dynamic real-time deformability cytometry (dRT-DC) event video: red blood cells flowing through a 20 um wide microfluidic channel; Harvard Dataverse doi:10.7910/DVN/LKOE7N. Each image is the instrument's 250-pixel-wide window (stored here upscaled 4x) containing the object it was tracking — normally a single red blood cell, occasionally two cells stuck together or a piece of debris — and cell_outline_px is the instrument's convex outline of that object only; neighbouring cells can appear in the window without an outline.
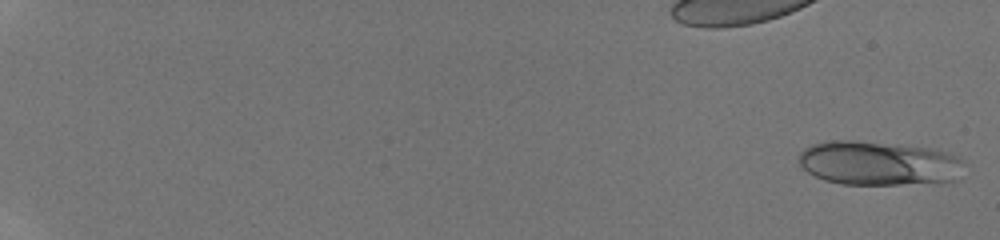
{"species": "human", "species_latin": "Homo sapiens", "temperature_condition": "room temperature", "stored_images_in_passage": 20, "camera_frame_rate_fps": 3000, "um_per_image_px": 0.085, "donor": {"sex": "male"}, "frame": {"image": 1, "passage_image": 1, "time_ms": 0.0, "image_size_px": [1000, 240], "cell_outline_px": [[964, 160], [960, 180], [900, 184], [840, 184], [824, 180], [808, 172], [796, 160], [800, 152], [804, 148], [812, 144], [828, 140], [856, 140], [900, 144], [932, 148], [948, 152]], "centroid_in_image_um": [74.69, 13.85], "position_along_channel_um": 10.3, "area_um2": 43.06}}